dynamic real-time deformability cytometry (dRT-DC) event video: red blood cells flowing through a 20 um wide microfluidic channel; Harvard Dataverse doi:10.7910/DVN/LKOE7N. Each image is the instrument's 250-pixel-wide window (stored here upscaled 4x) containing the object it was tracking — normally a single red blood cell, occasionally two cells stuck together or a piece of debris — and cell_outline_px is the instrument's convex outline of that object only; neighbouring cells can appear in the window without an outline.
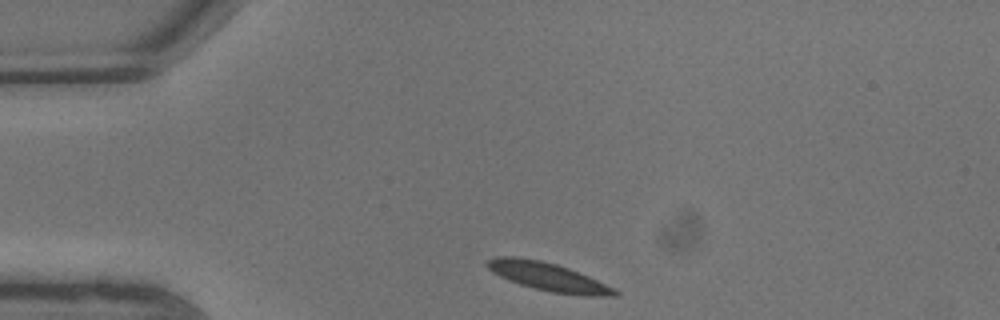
{"species": "common noctule bat (a hibernating species)", "species_latin": "Nyctalus noctula", "temperature_condition": "warm", "stored_images_in_passage": 5, "camera_frame_rate_fps": 3000, "um_per_image_px": 0.085, "animal": {"sex": "male", "body_mass_g": 13.3}, "frame": {"image": 1, "passage_image": 1, "time_ms": 0.0, "image_size_px": [1000, 320], "cell_outline_px": [[620, 296], [584, 296], [552, 292], [532, 288], [520, 284], [500, 276], [492, 272], [484, 264], [488, 260], [496, 256], [512, 256], [540, 260], [556, 264], [580, 272], [620, 292]], "centroid_in_image_um": [46.58, 23.53], "position_along_channel_um": 38.4, "area_um2": 20.92}}
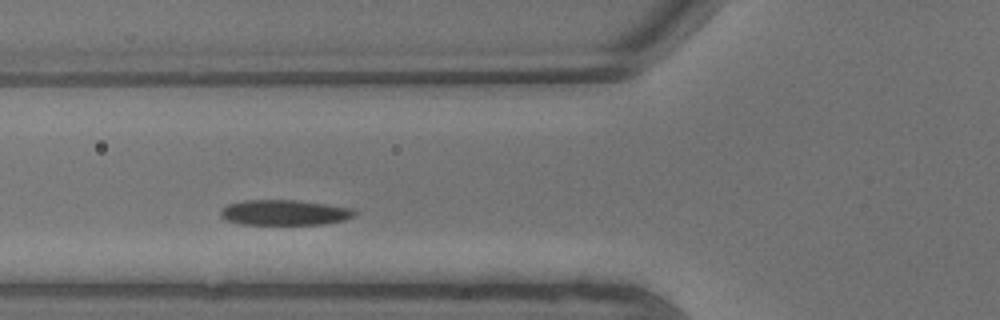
{"frame": {"image": 2, "passage_image": 4, "time_ms": 1.0, "image_size_px": [1000, 320], "cell_outline_px": [[356, 212], [352, 216], [344, 220], [324, 224], [240, 224], [228, 220], [220, 216], [220, 208], [228, 204], [244, 200], [300, 200], [328, 204], [352, 208]], "centroid_in_image_um": [24.16, 18.05], "position_along_channel_um": 101.6, "area_um2": 19.83}}
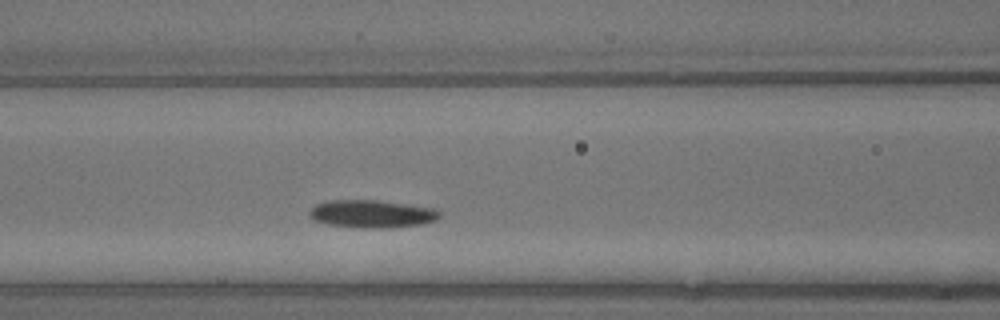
{"frame": {"image": 3, "passage_image": 5, "time_ms": 1.333, "image_size_px": [1000, 320], "cell_outline_px": [[440, 216], [436, 220], [420, 224], [388, 228], [364, 228], [328, 224], [312, 220], [308, 216], [308, 212], [316, 204], [328, 200], [376, 200], [408, 204], [436, 208], [440, 212]], "centroid_in_image_um": [31.59, 18.17], "position_along_channel_um": 135.0, "area_um2": 21.15}}